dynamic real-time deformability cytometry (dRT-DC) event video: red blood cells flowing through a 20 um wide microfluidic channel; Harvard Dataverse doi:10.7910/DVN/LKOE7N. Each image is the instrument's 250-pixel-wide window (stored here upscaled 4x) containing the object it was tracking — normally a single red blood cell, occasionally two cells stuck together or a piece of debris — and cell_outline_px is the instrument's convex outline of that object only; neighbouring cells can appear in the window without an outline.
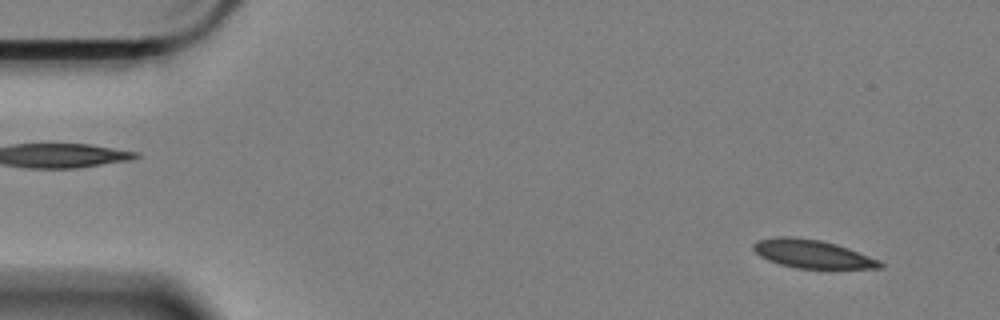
{"species": "Egyptian fruit bat (a non-hibernating species)", "species_latin": "Rousettus aegyptiacus", "temperature_condition": "cold", "stored_images_in_passage": 11, "camera_frame_rate_fps": 3000, "um_per_image_px": 0.085, "animal": {"sex": "female"}, "frame": {"image": 1, "passage_image": 4, "time_ms": 1.0, "image_size_px": [1000, 320], "cell_outline_px": [[884, 264], [880, 268], [832, 272], [796, 268], [780, 264], [768, 260], [760, 256], [752, 248], [752, 244], [760, 240], [776, 236], [792, 236], [820, 240], [836, 244], [848, 248], [876, 260]], "centroid_in_image_um": [69.09, 21.64], "position_along_channel_um": 15.9, "area_um2": 21.73}}